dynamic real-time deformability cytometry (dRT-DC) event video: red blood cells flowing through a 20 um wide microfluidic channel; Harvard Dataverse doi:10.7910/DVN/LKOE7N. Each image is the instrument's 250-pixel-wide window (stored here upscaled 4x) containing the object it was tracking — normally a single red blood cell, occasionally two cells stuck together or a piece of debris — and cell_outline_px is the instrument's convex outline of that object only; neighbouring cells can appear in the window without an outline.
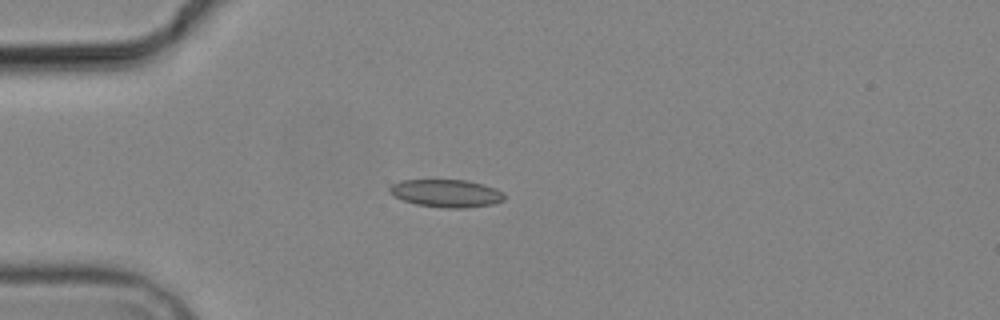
{"species": "common noctule bat (a hibernating species)", "species_latin": "Nyctalus noctula", "temperature_condition": "cold", "stored_images_in_passage": 5, "camera_frame_rate_fps": 3000, "um_per_image_px": 0.085, "animal": {"sex": "male", "body_mass_g": 19.2, "forearm_length_mm": 51.8}, "frame": {"image": 1, "passage_image": 2, "time_ms": 2.333, "image_size_px": [1000, 320], "cell_outline_px": [[504, 200], [492, 204], [464, 208], [444, 208], [416, 204], [404, 200], [388, 192], [388, 188], [392, 184], [400, 180], [468, 180], [484, 184], [496, 188], [504, 192]], "centroid_in_image_um": [37.95, 16.42], "position_along_channel_um": 47.0, "area_um2": 18.61}}
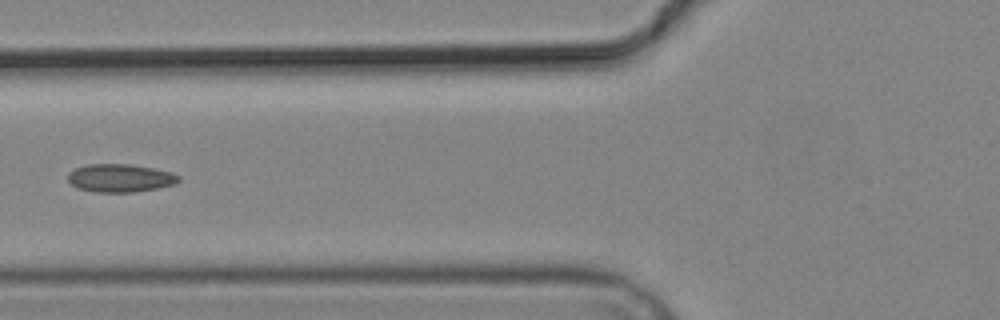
{"frame": {"image": 2, "passage_image": 4, "time_ms": 4.667, "image_size_px": [1000, 320], "cell_outline_px": [[180, 180], [176, 184], [156, 188], [132, 192], [96, 192], [76, 188], [68, 180], [68, 172], [76, 168], [88, 164], [128, 164], [152, 168], [172, 172], [180, 176]], "centroid_in_image_um": [10.21, 15.13], "position_along_channel_um": 115.6, "area_um2": 18.09}}
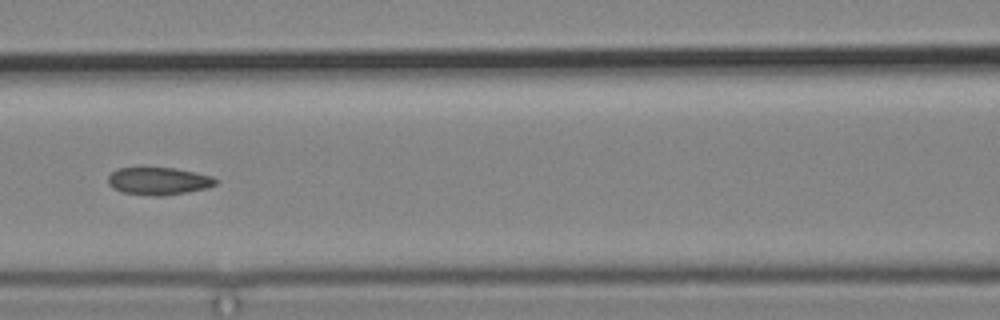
{"frame": {"image": 3, "passage_image": 5, "time_ms": 5.667, "image_size_px": [1000, 320], "cell_outline_px": [[216, 184], [208, 188], [160, 196], [152, 196], [124, 192], [112, 188], [108, 184], [108, 176], [116, 168], [176, 168], [196, 172], [212, 176], [216, 180]], "centroid_in_image_um": [13.46, 15.38], "position_along_channel_um": 153.1, "area_um2": 17.17}}